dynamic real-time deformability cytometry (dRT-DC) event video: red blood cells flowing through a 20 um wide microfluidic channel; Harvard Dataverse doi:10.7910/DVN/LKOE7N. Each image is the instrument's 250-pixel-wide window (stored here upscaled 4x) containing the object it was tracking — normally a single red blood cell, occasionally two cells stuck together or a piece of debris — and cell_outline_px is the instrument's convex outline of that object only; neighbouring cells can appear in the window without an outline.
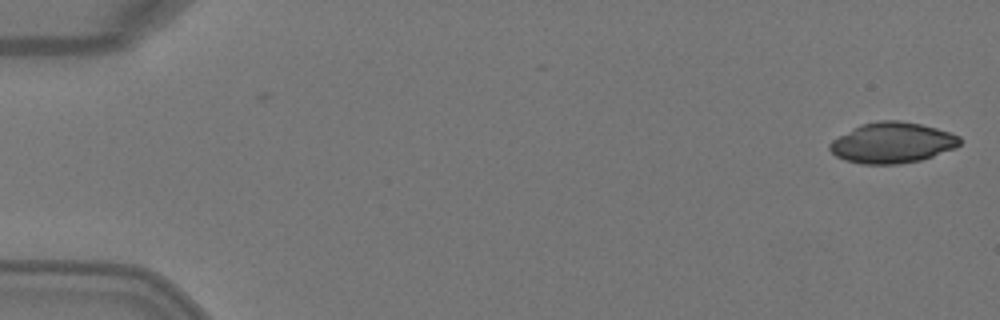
{"species": "Egyptian fruit bat (a non-hibernating species)", "species_latin": "Rousettus aegyptiacus", "temperature_condition": "warm", "stored_images_in_passage": 2, "camera_frame_rate_fps": 3000, "um_per_image_px": 0.085, "animal": {"sex": "female"}, "frame": {"image": 1, "passage_image": 2, "time_ms": 0.333, "image_size_px": [1000, 320], "cell_outline_px": [[960, 144], [956, 148], [920, 160], [900, 164], [860, 164], [844, 160], [836, 156], [828, 148], [828, 144], [832, 140], [860, 124], [880, 120], [900, 120], [920, 124], [936, 128], [960, 136]], "centroid_in_image_um": [75.82, 12.14], "position_along_channel_um": 9.2, "area_um2": 30.87}}